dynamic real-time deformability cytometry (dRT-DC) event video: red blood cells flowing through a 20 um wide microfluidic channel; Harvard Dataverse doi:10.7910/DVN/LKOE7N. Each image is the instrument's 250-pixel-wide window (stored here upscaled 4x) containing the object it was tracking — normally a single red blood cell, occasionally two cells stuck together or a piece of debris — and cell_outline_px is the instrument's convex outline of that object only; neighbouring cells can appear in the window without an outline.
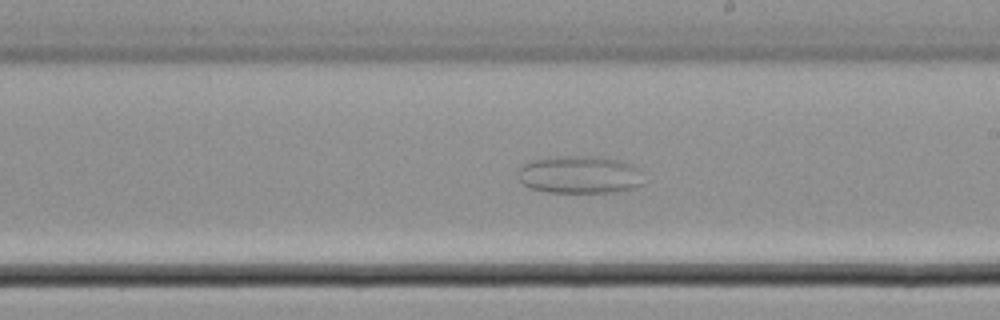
{"species": "common noctule bat (a hibernating species)", "species_latin": "Nyctalus noctula", "temperature_condition": "cold", "stored_images_in_passage": 46, "camera_frame_rate_fps": 3000, "um_per_image_px": 0.085, "animal": {"sex": "male", "body_mass_g": 21.5, "forearm_length_mm": 52.0}, "frame": {"image": 1, "passage_image": 27, "time_ms": 8.667, "image_size_px": [1000, 320], "cell_outline_px": [[644, 184], [636, 188], [620, 192], [548, 192], [532, 188], [524, 184], [516, 176], [520, 168], [524, 164], [532, 160], [556, 156], [604, 156], [632, 164], [636, 168]], "centroid_in_image_um": [49.28, 14.84], "position_along_channel_um": 239.7, "area_um2": 27.74}}
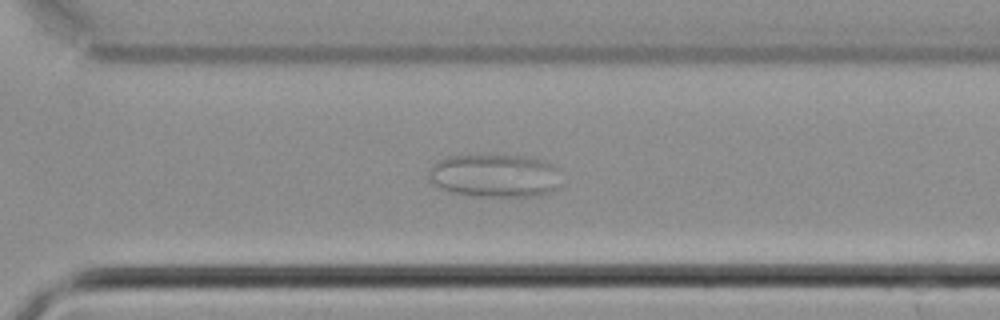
{"frame": {"image": 2, "passage_image": 33, "time_ms": 10.667, "image_size_px": [1000, 320], "cell_outline_px": [[560, 184], [556, 188], [548, 192], [536, 196], [480, 196], [448, 192], [432, 184], [428, 176], [428, 168], [436, 160], [448, 156], [528, 156], [544, 160], [556, 164], [560, 168]], "centroid_in_image_um": [42.06, 14.92], "position_along_channel_um": 328.5, "area_um2": 33.81}}
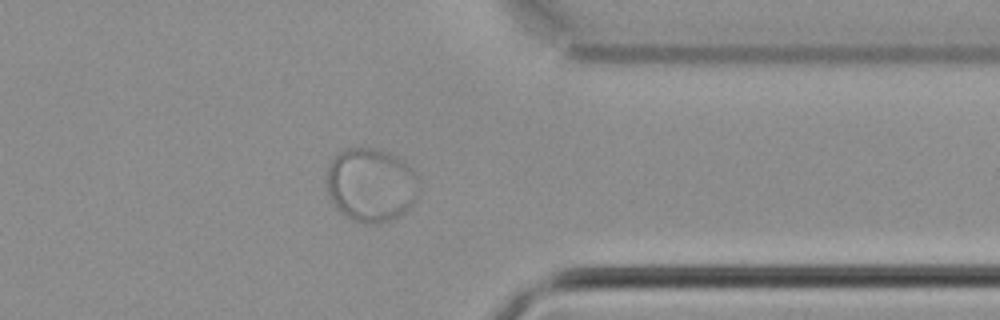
{"frame": {"image": 3, "passage_image": 37, "time_ms": 12.0, "image_size_px": [1000, 320], "cell_outline_px": [[420, 192], [416, 200], [400, 216], [392, 220], [380, 224], [364, 224], [352, 220], [344, 216], [336, 208], [328, 196], [324, 176], [328, 164], [344, 148], [376, 148], [388, 152], [404, 160], [412, 168], [420, 184]], "centroid_in_image_um": [31.52, 15.73], "position_along_channel_um": 379.9, "area_um2": 40.75}}